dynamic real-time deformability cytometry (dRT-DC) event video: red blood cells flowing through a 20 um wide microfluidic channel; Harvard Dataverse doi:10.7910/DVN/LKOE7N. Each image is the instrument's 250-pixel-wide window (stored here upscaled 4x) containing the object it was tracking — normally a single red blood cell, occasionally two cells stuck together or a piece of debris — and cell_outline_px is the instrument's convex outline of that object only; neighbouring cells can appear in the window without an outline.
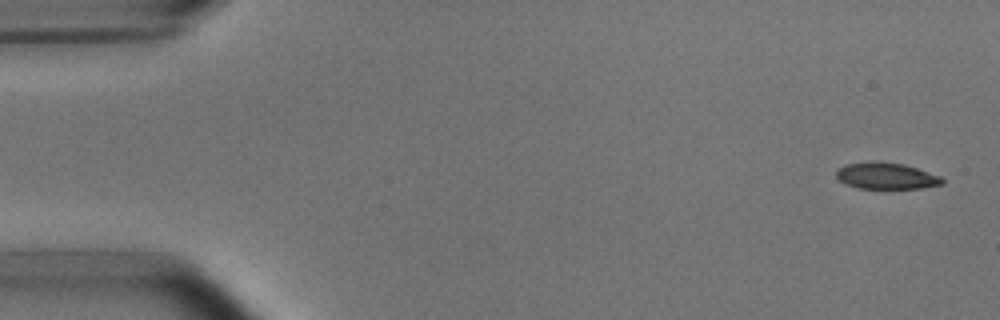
{"species": "common noctule bat (a hibernating species)", "species_latin": "Nyctalus noctula", "temperature_condition": "room temperature", "stored_images_in_passage": 7, "camera_frame_rate_fps": 3000, "um_per_image_px": 0.085, "animal": {"sex": "male", "body_mass_g": 15.6}, "frame": {"image": 1, "passage_image": 1, "time_ms": 0.0, "image_size_px": [1000, 320], "cell_outline_px": [[944, 184], [920, 188], [856, 188], [844, 184], [836, 176], [836, 172], [844, 164], [872, 160], [876, 160], [904, 164], [940, 176], [944, 180]], "centroid_in_image_um": [75.3, 14.93], "position_along_channel_um": 9.7, "area_um2": 16.47}}
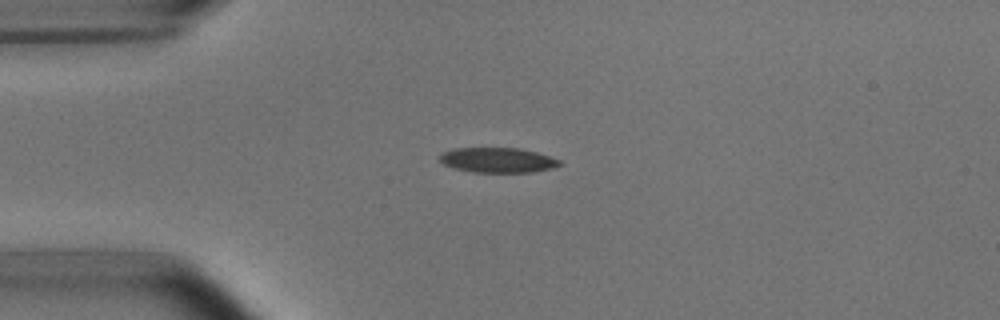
{"frame": {"image": 2, "passage_image": 4, "time_ms": 3.667, "image_size_px": [1000, 320], "cell_outline_px": [[564, 164], [552, 168], [532, 172], [476, 172], [456, 168], [444, 164], [440, 160], [440, 152], [452, 148], [520, 148], [536, 152], [560, 160]], "centroid_in_image_um": [42.31, 13.6], "position_along_channel_um": 42.7, "area_um2": 17.4}}
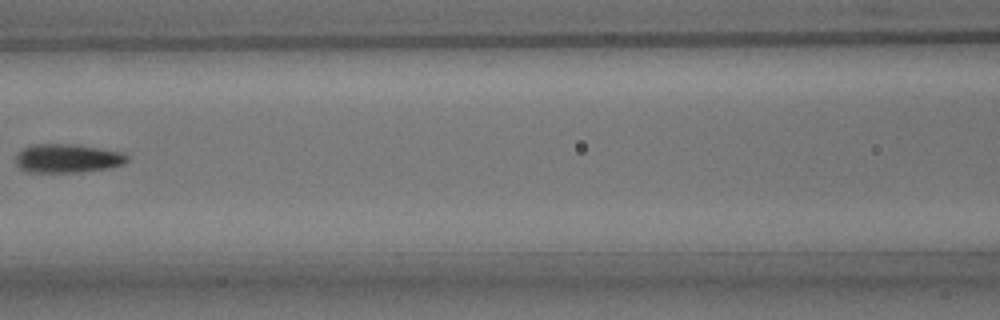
{"frame": {"image": 3, "passage_image": 7, "time_ms": 7.333, "image_size_px": [1000, 320], "cell_outline_px": [[128, 160], [124, 164], [108, 168], [80, 172], [24, 172], [16, 164], [16, 156], [24, 148], [32, 144], [72, 144], [124, 152], [128, 156]], "centroid_in_image_um": [5.74, 13.46], "position_along_channel_um": 160.9, "area_um2": 18.67}}